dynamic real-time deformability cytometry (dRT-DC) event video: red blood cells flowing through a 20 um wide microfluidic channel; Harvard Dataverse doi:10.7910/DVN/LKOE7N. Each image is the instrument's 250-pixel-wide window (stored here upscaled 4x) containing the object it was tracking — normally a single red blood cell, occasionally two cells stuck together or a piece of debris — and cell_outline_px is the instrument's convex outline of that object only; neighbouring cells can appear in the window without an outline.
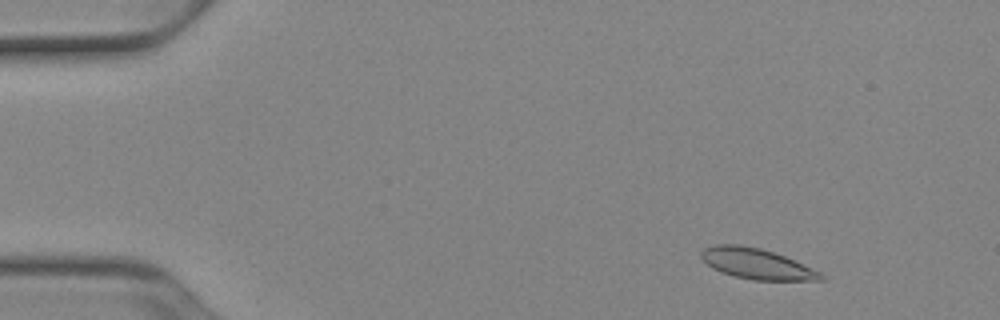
{"species": "Egyptian fruit bat (a non-hibernating species)", "species_latin": "Rousettus aegyptiacus", "temperature_condition": "cold", "stored_images_in_passage": 51, "camera_frame_rate_fps": 3000, "um_per_image_px": 0.085, "animal": {"sex": "female"}, "frame": {"image": 1, "passage_image": 5, "time_ms": 1.333, "image_size_px": [1000, 320], "cell_outline_px": [[824, 280], [752, 280], [720, 272], [712, 268], [700, 256], [700, 252], [704, 248], [716, 244], [740, 244], [760, 248], [784, 256], [812, 268], [820, 272], [824, 276]], "centroid_in_image_um": [64.29, 22.41], "position_along_channel_um": 20.7, "area_um2": 21.15}}
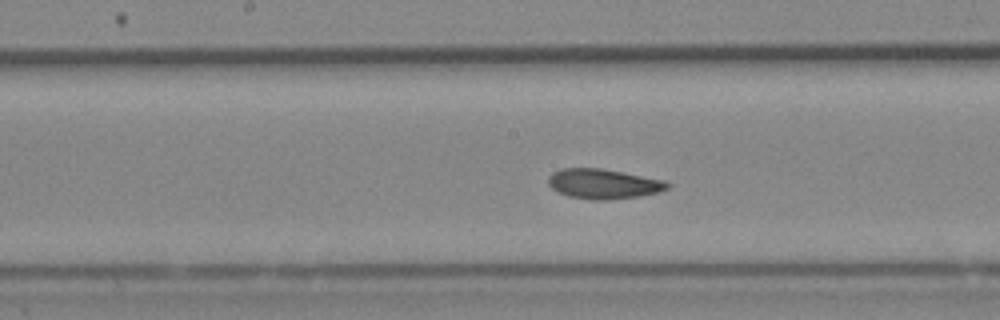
{"frame": {"image": 2, "passage_image": 26, "time_ms": 8.333, "image_size_px": [1000, 320], "cell_outline_px": [[668, 188], [660, 192], [640, 196], [608, 200], [592, 200], [568, 196], [552, 188], [548, 184], [548, 176], [552, 172], [560, 168], [600, 168], [664, 180], [668, 184]], "centroid_in_image_um": [51.26, 15.63], "position_along_channel_um": 196.9, "area_um2": 20.69}}
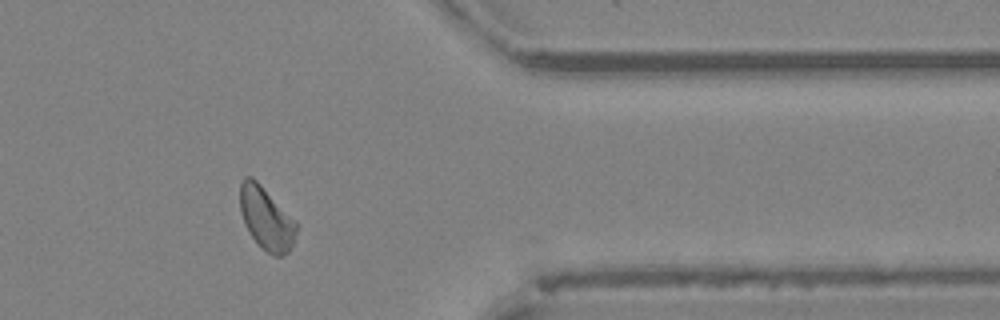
{"frame": {"image": 3, "passage_image": 42, "time_ms": 13.667, "image_size_px": [1000, 320], "cell_outline_px": [[296, 232], [292, 244], [288, 252], [284, 256], [276, 256], [268, 252], [248, 232], [244, 224], [240, 212], [240, 184], [244, 176], [252, 176], [296, 220]], "centroid_in_image_um": [22.62, 18.54], "position_along_channel_um": 388.8, "area_um2": 20.4}, "authors_computed_cell_mechanics": {"area_um2": 20.6924, "velocity_mm_per_s": 3.8671, "shape_relaxation_time_tau1_ms": null, "shape_relaxation_time_tau2_ms": 4.7308, "deformation_change_tau1": null, "deformation_change_tau2": 0.0913}}